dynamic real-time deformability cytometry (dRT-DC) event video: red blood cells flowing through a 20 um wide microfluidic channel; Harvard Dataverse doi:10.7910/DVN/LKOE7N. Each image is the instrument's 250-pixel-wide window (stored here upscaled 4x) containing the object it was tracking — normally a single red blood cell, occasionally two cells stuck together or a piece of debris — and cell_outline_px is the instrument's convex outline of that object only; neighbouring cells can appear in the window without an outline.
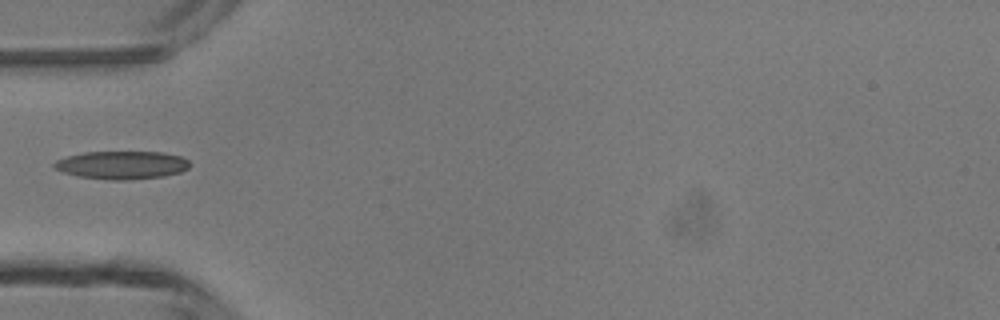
{"species": "common noctule bat (a hibernating species)", "species_latin": "Nyctalus noctula", "temperature_condition": "room temperature", "stored_images_in_passage": 1, "camera_frame_rate_fps": 3000, "um_per_image_px": 0.085, "animal": {"sex": "male", "body_mass_g": 13.3}, "frame": {"image": 1, "passage_image": 1, "time_ms": 0.0, "image_size_px": [1000, 320], "cell_outline_px": [[188, 168], [180, 172], [164, 176], [128, 180], [108, 180], [80, 176], [64, 172], [56, 168], [52, 164], [56, 160], [68, 156], [84, 152], [160, 152], [180, 156], [188, 160]], "centroid_in_image_um": [10.36, 14.03], "position_along_channel_um": 74.6, "area_um2": 21.96}}